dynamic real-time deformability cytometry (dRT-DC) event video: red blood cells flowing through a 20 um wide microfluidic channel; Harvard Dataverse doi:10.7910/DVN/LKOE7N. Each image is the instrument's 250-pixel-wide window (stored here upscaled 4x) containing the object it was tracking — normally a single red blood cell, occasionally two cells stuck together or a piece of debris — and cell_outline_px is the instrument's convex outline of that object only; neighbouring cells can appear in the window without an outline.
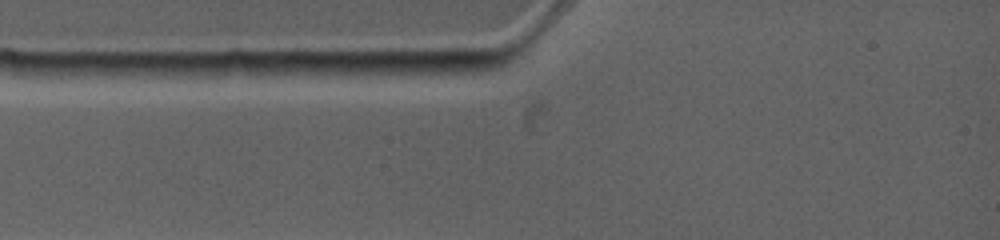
{"species": "common noctule bat (a hibernating species)", "species_latin": "Nyctalus noctula", "temperature_condition": "warm", "stored_images_in_passage": 2, "camera_frame_rate_fps": 4500, "um_per_image_px": 0.085, "animal": {"sex": "female", "body_mass_g": 19.0, "forearm_length_mm": 53.3}, "frame": {"image": 1, "passage_image": 2, "time_ms": 0.222, "image_size_px": [1000, 240], "cell_outline_px": [[472, 76], [368, 80], [316, 72], [312, 68], [332, 64], [452, 60], [468, 60], [472, 64]], "centroid_in_image_um": [33.99, 5.93], "position_along_channel_um": 51.0, "area_um2": 17.17}}